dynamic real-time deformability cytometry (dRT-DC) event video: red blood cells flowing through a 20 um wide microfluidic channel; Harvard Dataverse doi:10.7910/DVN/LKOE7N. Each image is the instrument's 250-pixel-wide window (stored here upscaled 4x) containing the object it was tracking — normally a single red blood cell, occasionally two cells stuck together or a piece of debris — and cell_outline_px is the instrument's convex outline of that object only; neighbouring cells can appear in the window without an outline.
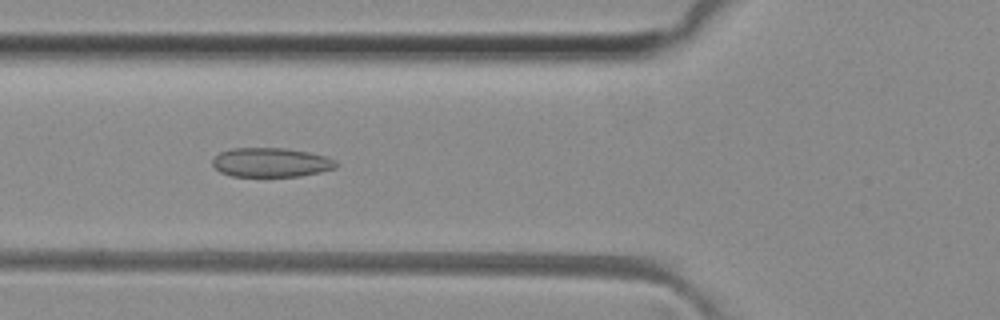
{"species": "common noctule bat (a hibernating species)", "species_latin": "Nyctalus noctula", "temperature_condition": "room temperature", "stored_images_in_passage": 48, "camera_frame_rate_fps": 3000, "um_per_image_px": 0.085, "animal": {"sex": "female", "body_mass_g": 29.2, "forearm_length_mm": 56.3}, "frame": {"image": 1, "passage_image": 17, "time_ms": 5.333, "image_size_px": [1000, 320], "cell_outline_px": [[340, 164], [336, 168], [320, 172], [300, 176], [232, 176], [220, 172], [212, 164], [212, 160], [220, 152], [232, 148], [284, 148], [308, 152], [328, 156], [336, 160]], "centroid_in_image_um": [23.08, 13.8], "position_along_channel_um": 102.7, "area_um2": 21.15}}
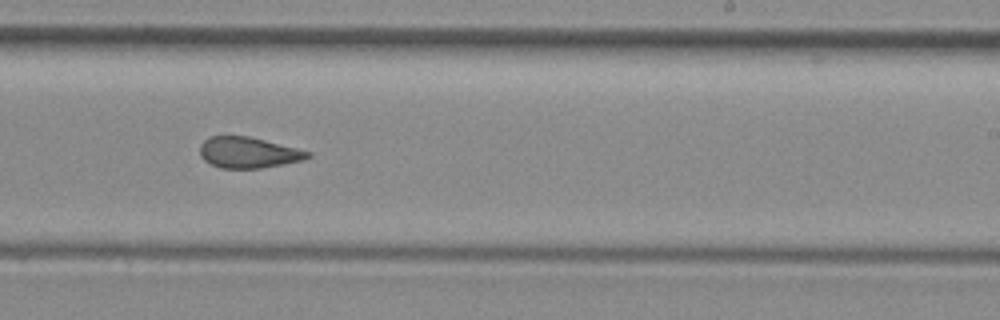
{"frame": {"image": 2, "passage_image": 29, "time_ms": 9.333, "image_size_px": [1000, 320], "cell_outline_px": [[312, 156], [304, 160], [284, 164], [260, 168], [220, 168], [204, 160], [200, 156], [200, 144], [208, 136], [248, 136], [312, 152]], "centroid_in_image_um": [21.1, 12.97], "position_along_channel_um": 267.9, "area_um2": 19.42}}
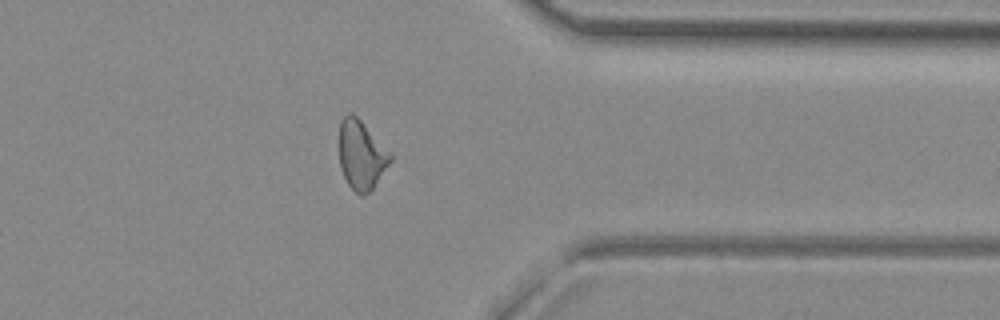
{"frame": {"image": 3, "passage_image": 38, "time_ms": 12.333, "image_size_px": [1000, 320], "cell_outline_px": [[392, 160], [372, 188], [368, 192], [360, 196], [348, 184], [340, 168], [340, 120], [348, 112], [352, 112], [392, 152]], "centroid_in_image_um": [30.72, 13.15], "position_along_channel_um": 380.7, "area_um2": 20.4}, "authors_computed_cell_mechanics": {"area_um2": 20.9525, "velocity_mm_per_s": 4.1241, "shape_relaxation_time_tau1_ms": null, "shape_relaxation_time_tau2_ms": 2.0545, "deformation_change_tau1": null, "deformation_change_tau2": 0.0953}}